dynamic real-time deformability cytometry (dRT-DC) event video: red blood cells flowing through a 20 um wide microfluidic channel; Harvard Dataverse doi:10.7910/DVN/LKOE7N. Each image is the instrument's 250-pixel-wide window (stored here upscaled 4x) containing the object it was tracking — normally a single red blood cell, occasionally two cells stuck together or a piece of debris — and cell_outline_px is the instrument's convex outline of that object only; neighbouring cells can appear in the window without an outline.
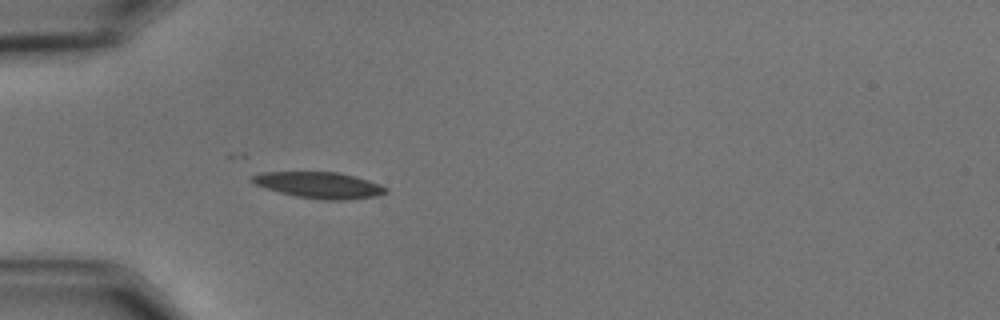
{"species": "common noctule bat (a hibernating species)", "species_latin": "Nyctalus noctula", "temperature_condition": "cold", "stored_images_in_passage": 33, "camera_frame_rate_fps": 3000, "um_per_image_px": 0.085, "animal": {"sex": "male", "body_mass_g": 15.6}, "frame": {"image": 1, "passage_image": 6, "time_ms": 1.667, "image_size_px": [1000, 320], "cell_outline_px": [[388, 192], [376, 196], [348, 200], [320, 200], [296, 196], [280, 192], [256, 184], [248, 180], [252, 176], [264, 172], [340, 172], [368, 180], [380, 184], [388, 188]], "centroid_in_image_um": [27.18, 15.74], "position_along_channel_um": 57.8, "area_um2": 20.4}, "authors_computed_cell_mechanics": {"area_um2": 19.074, "velocity_mm_per_s": 3.5199, "shape_relaxation_time_tau1_ms": 3.7428, "shape_relaxation_time_tau2_ms": 7.376, "deformation_change_tau1": 0.1137, "deformation_change_tau2": 0.1318}}